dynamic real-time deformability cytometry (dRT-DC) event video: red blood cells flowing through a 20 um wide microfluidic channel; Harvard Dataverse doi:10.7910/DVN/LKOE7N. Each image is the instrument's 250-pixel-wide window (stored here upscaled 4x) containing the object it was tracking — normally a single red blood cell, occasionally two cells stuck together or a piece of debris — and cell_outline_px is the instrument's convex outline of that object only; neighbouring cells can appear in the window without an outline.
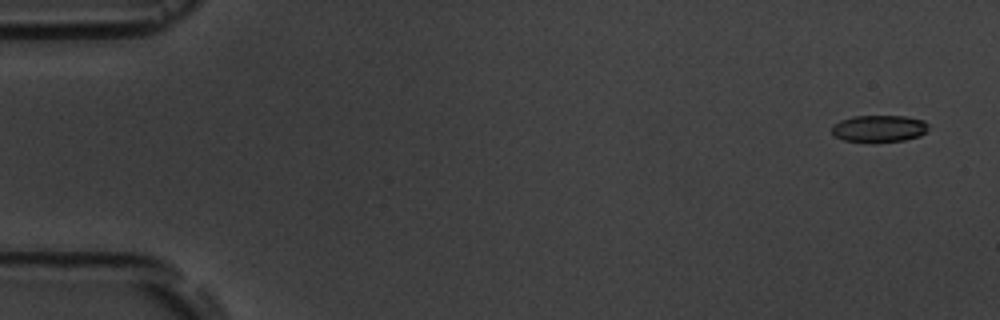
{"species": "common noctule bat (a hibernating species)", "species_latin": "Nyctalus noctula", "temperature_condition": "room temperature", "stored_images_in_passage": 5, "camera_frame_rate_fps": 3000, "um_per_image_px": 0.085, "animal": {"sex": "male", "body_mass_g": 19.5, "forearm_length_mm": 54.6}, "frame": {"image": 1, "passage_image": 1, "time_ms": 0.0, "image_size_px": [1000, 320], "cell_outline_px": [[928, 128], [920, 136], [904, 140], [872, 144], [844, 140], [836, 136], [832, 132], [832, 124], [840, 120], [852, 116], [904, 116], [924, 120], [928, 124]], "centroid_in_image_um": [74.7, 10.95], "position_along_channel_um": 10.3, "area_um2": 15.55}}
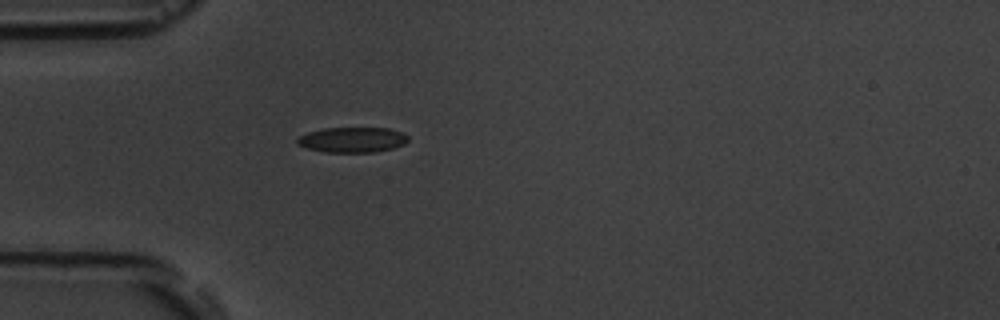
{"frame": {"image": 2, "passage_image": 5, "time_ms": 4.667, "image_size_px": [1000, 320], "cell_outline_px": [[408, 140], [404, 144], [392, 148], [376, 152], [324, 152], [308, 148], [296, 144], [296, 140], [300, 136], [308, 132], [324, 128], [388, 128], [400, 132], [408, 136]], "centroid_in_image_um": [29.94, 11.88], "position_along_channel_um": 55.1, "area_um2": 16.24}}